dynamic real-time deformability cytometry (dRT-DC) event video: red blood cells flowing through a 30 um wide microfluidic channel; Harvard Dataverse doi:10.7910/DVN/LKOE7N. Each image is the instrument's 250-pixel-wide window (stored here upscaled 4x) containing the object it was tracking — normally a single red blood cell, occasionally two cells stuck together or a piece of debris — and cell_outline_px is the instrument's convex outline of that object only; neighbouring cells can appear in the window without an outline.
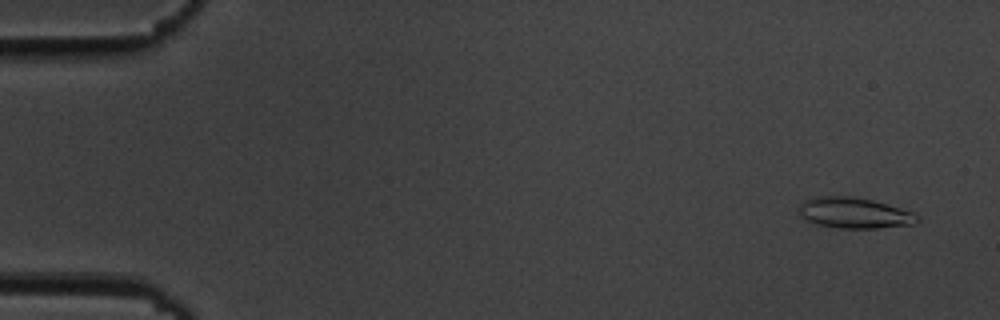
{"species": "common noctule bat (a hibernating species)", "species_latin": "Nyctalus noctula", "temperature_condition": "cold", "stored_images_in_passage": 55, "camera_frame_rate_fps": 3000, "um_per_image_px": 0.085, "animal": {"sex": "male", "body_mass_g": 19.5, "forearm_length_mm": 54.6}, "frame": {"image": 1, "passage_image": 3, "time_ms": 0.667, "image_size_px": [1000, 320], "cell_outline_px": [[920, 220], [916, 224], [876, 228], [840, 228], [820, 224], [808, 220], [800, 216], [800, 204], [804, 200], [816, 196], [848, 196], [872, 200], [900, 208], [912, 212], [920, 216]], "centroid_in_image_um": [72.65, 18.1], "position_along_channel_um": 12.3, "area_um2": 21.04}}
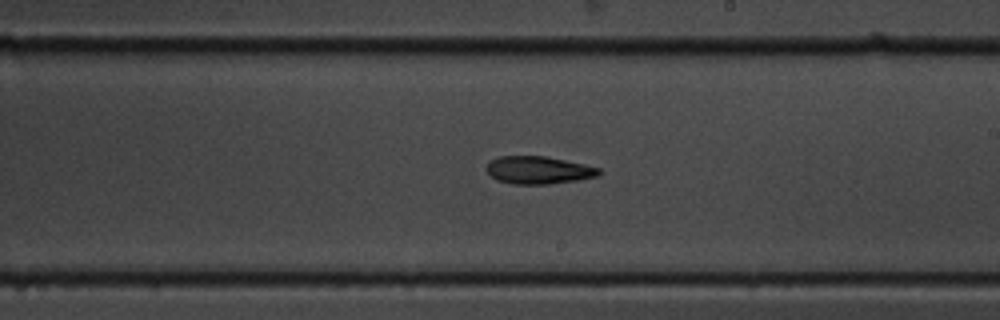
{"frame": {"image": 2, "passage_image": 32, "time_ms": 10.333, "image_size_px": [1000, 320], "cell_outline_px": [[600, 172], [596, 176], [576, 180], [548, 184], [512, 184], [496, 180], [484, 168], [492, 160], [500, 156], [544, 156], [584, 164], [600, 168]], "centroid_in_image_um": [45.74, 14.46], "position_along_channel_um": 243.3, "area_um2": 17.92}}
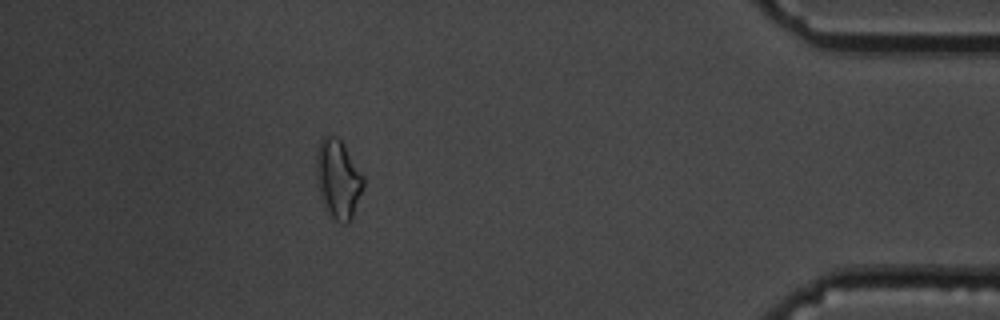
{"frame": {"image": 3, "passage_image": 49, "time_ms": 16.0, "image_size_px": [1000, 320], "cell_outline_px": [[364, 188], [352, 216], [348, 224], [344, 224], [336, 220], [324, 208], [320, 200], [316, 184], [316, 152], [320, 140], [324, 136], [336, 136], [340, 140], [364, 176]], "centroid_in_image_um": [28.71, 15.24], "position_along_channel_um": 406.5, "area_um2": 21.79}, "authors_computed_cell_mechanics": {"area_um2": 18.6694, "velocity_mm_per_s": 3.6823, "shape_relaxation_time_tau1_ms": 6.838, "shape_relaxation_time_tau2_ms": 3.3153, "deformation_change_tau1": 0.1801, "deformation_change_tau2": 0.1041}}